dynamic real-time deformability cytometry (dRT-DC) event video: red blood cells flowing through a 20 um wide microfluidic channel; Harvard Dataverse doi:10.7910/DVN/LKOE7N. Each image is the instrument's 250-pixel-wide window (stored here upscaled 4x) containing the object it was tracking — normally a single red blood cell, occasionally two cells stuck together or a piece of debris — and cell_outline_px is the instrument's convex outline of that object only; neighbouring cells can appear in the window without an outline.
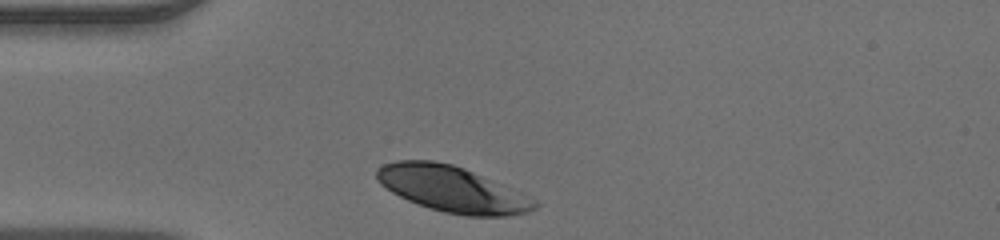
{"species": "human", "species_latin": "Homo sapiens", "temperature_condition": "warm", "stored_images_in_passage": 28, "camera_frame_rate_fps": 3000, "um_per_image_px": 0.085, "donor": {"sex": "male"}, "frame": {"image": 1, "passage_image": 1, "time_ms": 0.0, "image_size_px": [1000, 240], "cell_outline_px": [[540, 204], [536, 208], [528, 212], [508, 216], [468, 216], [444, 212], [408, 200], [392, 192], [380, 184], [376, 176], [376, 168], [384, 164], [396, 160], [432, 160], [452, 164], [464, 168], [520, 192], [536, 200]], "centroid_in_image_um": [38.43, 16.07], "position_along_channel_um": 46.6, "area_um2": 41.91}}
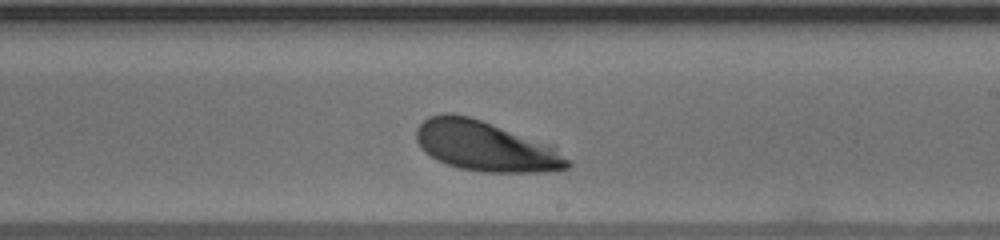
{"frame": {"image": 2, "passage_image": 17, "time_ms": 5.333, "image_size_px": [1000, 240], "cell_outline_px": [[572, 164], [568, 168], [544, 172], [484, 172], [460, 168], [436, 160], [424, 152], [420, 148], [416, 140], [416, 128], [428, 116], [444, 112], [452, 112], [468, 116], [556, 144]], "centroid_in_image_um": [41.31, 12.41], "position_along_channel_um": 247.7, "area_um2": 44.91}}
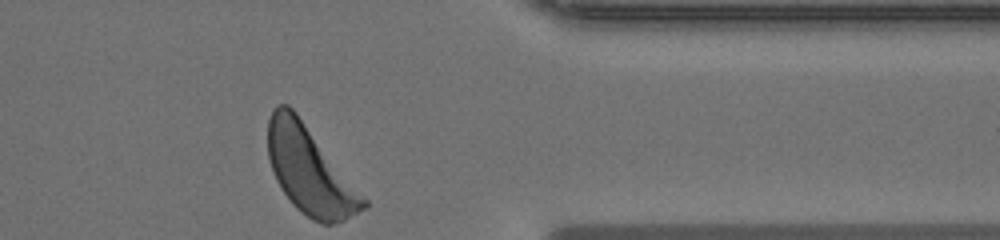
{"frame": {"image": 3, "passage_image": 28, "time_ms": 9.0, "image_size_px": [1000, 240], "cell_outline_px": [[368, 208], [344, 220], [332, 224], [320, 224], [312, 220], [296, 208], [292, 204], [280, 188], [276, 180], [268, 160], [268, 120], [276, 104], [288, 104], [296, 112], [368, 200]], "centroid_in_image_um": [26.33, 14.52], "position_along_channel_um": 385.1, "area_um2": 48.55}}